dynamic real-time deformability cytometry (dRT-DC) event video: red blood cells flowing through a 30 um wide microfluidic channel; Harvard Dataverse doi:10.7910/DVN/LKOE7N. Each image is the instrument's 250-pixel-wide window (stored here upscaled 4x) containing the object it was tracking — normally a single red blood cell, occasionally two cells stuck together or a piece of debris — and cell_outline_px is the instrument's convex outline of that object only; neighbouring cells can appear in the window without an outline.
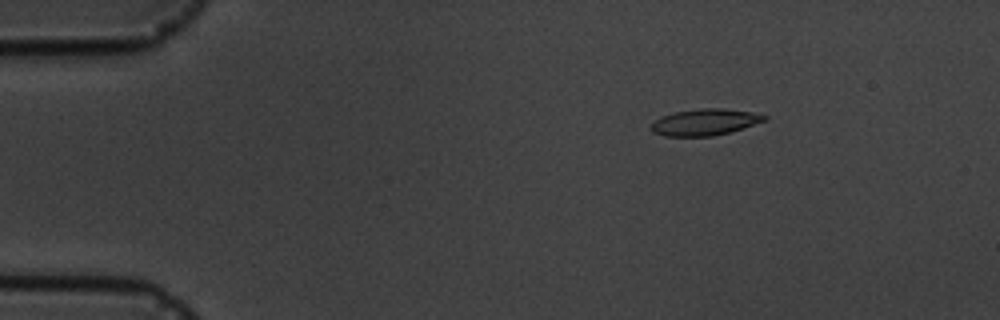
{"species": "common noctule bat (a hibernating species)", "species_latin": "Nyctalus noctula", "temperature_condition": "cold", "stored_images_in_passage": 5, "camera_frame_rate_fps": 3000, "um_per_image_px": 0.085, "animal": {"sex": "male", "body_mass_g": 19.5, "forearm_length_mm": 54.6}, "frame": {"image": 1, "passage_image": 2, "time_ms": 1.333, "image_size_px": [1000, 320], "cell_outline_px": [[768, 120], [728, 132], [712, 136], [664, 136], [652, 132], [652, 124], [656, 120], [664, 116], [676, 112], [700, 108], [724, 108], [752, 112], [768, 116]], "centroid_in_image_um": [59.95, 10.38], "position_along_channel_um": 25.1, "area_um2": 17.22}}
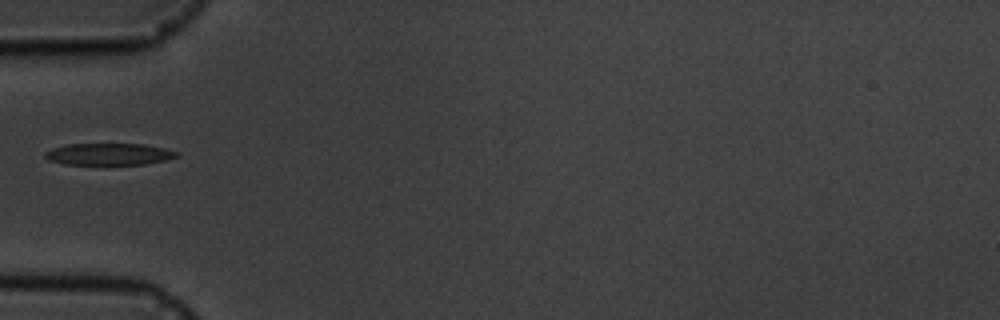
{"frame": {"image": 2, "passage_image": 5, "time_ms": 4.667, "image_size_px": [1000, 320], "cell_outline_px": [[180, 156], [164, 160], [144, 164], [64, 164], [48, 160], [44, 156], [44, 152], [52, 148], [68, 144], [144, 144], [164, 148], [180, 152]], "centroid_in_image_um": [9.26, 13.1], "position_along_channel_um": 75.7, "area_um2": 16.7}}